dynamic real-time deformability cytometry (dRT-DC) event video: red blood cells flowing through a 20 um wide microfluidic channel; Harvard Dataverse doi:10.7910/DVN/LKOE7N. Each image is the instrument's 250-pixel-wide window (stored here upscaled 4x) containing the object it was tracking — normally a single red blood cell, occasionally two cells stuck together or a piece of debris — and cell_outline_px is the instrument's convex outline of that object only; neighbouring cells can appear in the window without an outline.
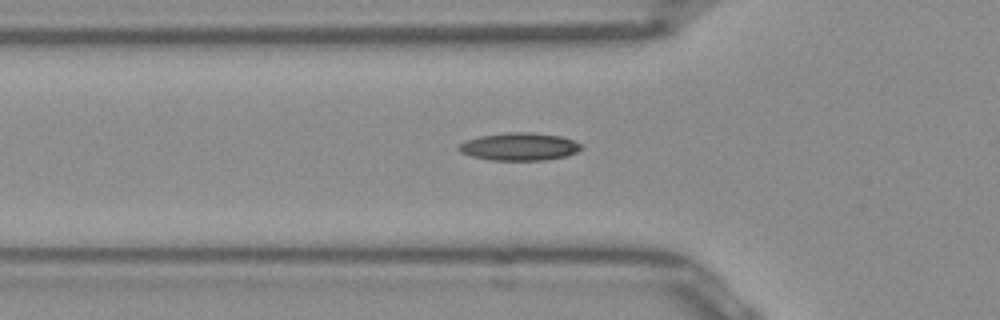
{"species": "Egyptian fruit bat (a non-hibernating species)", "species_latin": "Rousettus aegyptiacus", "temperature_condition": "room temperature", "stored_images_in_passage": 37, "camera_frame_rate_fps": 3000, "um_per_image_px": 0.085, "frame": {"image": 1, "passage_image": 3, "time_ms": 0.667, "image_size_px": [1000, 320], "cell_outline_px": [[584, 148], [568, 156], [544, 160], [492, 160], [472, 156], [460, 152], [456, 148], [460, 144], [468, 140], [480, 136], [508, 132], [528, 132], [560, 136], [584, 144]], "centroid_in_image_um": [44.19, 12.47], "position_along_channel_um": 81.6, "area_um2": 19.77}}
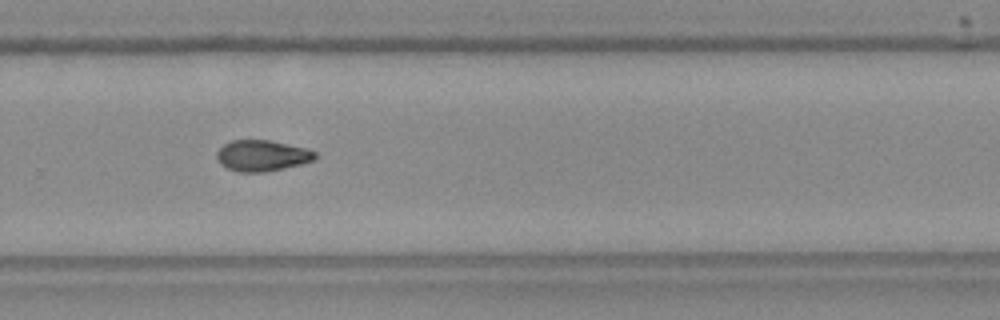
{"frame": {"image": 2, "passage_image": 20, "time_ms": 6.333, "image_size_px": [1000, 320], "cell_outline_px": [[320, 156], [316, 160], [284, 168], [264, 172], [236, 172], [220, 164], [216, 156], [216, 152], [224, 144], [232, 140], [268, 140], [304, 148], [316, 152]], "centroid_in_image_um": [22.28, 13.24], "position_along_channel_um": 307.5, "area_um2": 17.8}}
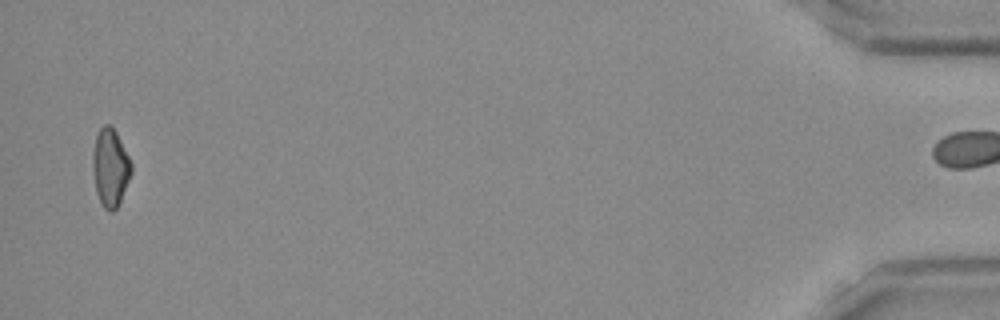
{"frame": {"image": 3, "passage_image": 36, "time_ms": 11.667, "image_size_px": [1000, 320], "cell_outline_px": [[132, 172], [120, 200], [116, 208], [112, 212], [108, 212], [104, 208], [96, 192], [92, 168], [92, 156], [96, 136], [100, 128], [104, 124], [108, 124], [116, 132], [132, 164]], "centroid_in_image_um": [9.36, 14.25], "position_along_channel_um": 425.8, "area_um2": 17.28}, "authors_computed_cell_mechanics": {"area_um2": 17.6868, "velocity_mm_per_s": 3.9719, "shape_relaxation_time_tau1_ms": null, "shape_relaxation_time_tau2_ms": 8.0175, "deformation_change_tau1": null, "deformation_change_tau2": 0.1669}}